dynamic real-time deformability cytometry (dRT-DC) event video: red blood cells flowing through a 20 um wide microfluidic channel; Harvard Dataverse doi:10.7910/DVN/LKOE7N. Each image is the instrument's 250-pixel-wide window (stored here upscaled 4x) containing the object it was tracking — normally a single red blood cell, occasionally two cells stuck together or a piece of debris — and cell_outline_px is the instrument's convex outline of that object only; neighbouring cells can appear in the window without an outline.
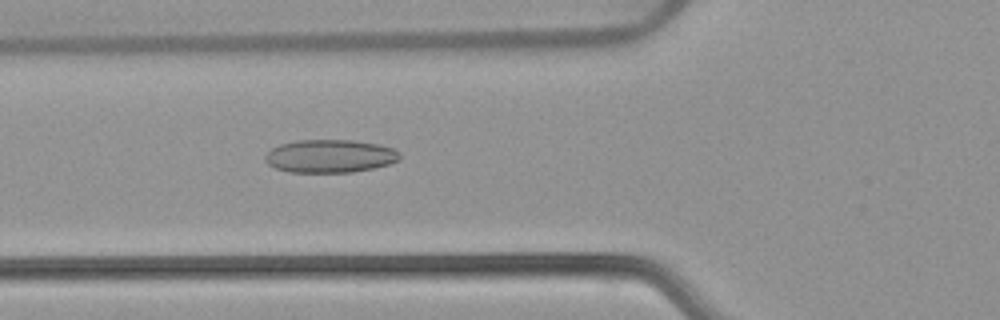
{"species": "common noctule bat (a hibernating species)", "species_latin": "Nyctalus noctula", "temperature_condition": "warm", "stored_images_in_passage": 52, "camera_frame_rate_fps": 3000, "um_per_image_px": 0.085, "animal": {"sex": "female", "body_mass_g": 22.7, "forearm_length_mm": 54.2}, "frame": {"image": 1, "passage_image": 19, "time_ms": 6.0, "image_size_px": [1000, 320], "cell_outline_px": [[400, 160], [388, 164], [372, 168], [352, 172], [288, 172], [276, 168], [268, 164], [264, 160], [264, 156], [272, 148], [280, 144], [296, 140], [352, 140], [380, 144], [392, 148], [400, 152]], "centroid_in_image_um": [28.04, 13.26], "position_along_channel_um": 97.8, "area_um2": 26.01}}
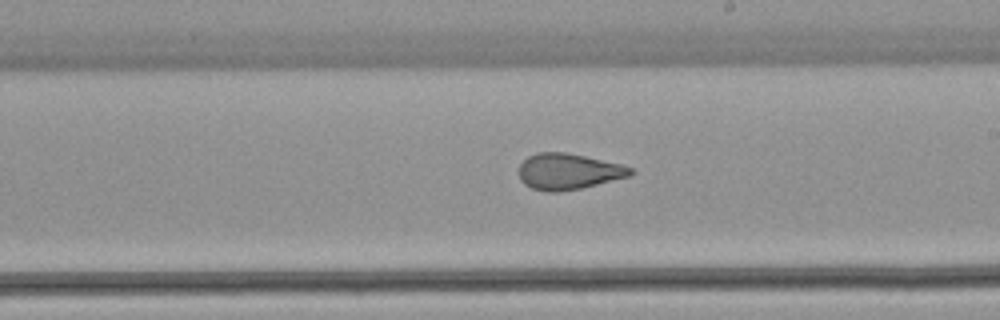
{"frame": {"image": 2, "passage_image": 30, "time_ms": 9.667, "image_size_px": [1000, 320], "cell_outline_px": [[636, 172], [632, 176], [580, 188], [560, 192], [544, 192], [532, 188], [524, 184], [520, 180], [520, 164], [528, 156], [536, 152], [564, 152], [584, 156], [620, 164], [632, 168]], "centroid_in_image_um": [48.32, 14.58], "position_along_channel_um": 240.7, "area_um2": 23.47}}
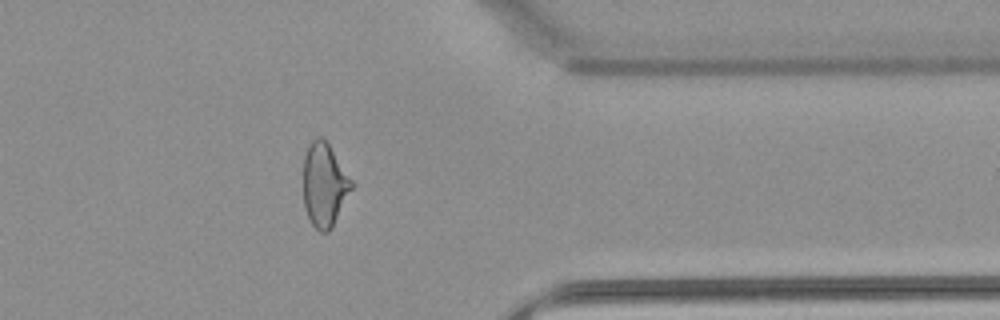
{"frame": {"image": 3, "passage_image": 42, "time_ms": 13.667, "image_size_px": [1000, 320], "cell_outline_px": [[356, 184], [332, 228], [328, 232], [320, 232], [312, 224], [308, 216], [304, 204], [304, 156], [308, 144], [312, 140], [320, 136], [328, 144]], "centroid_in_image_um": [27.61, 15.73], "position_along_channel_um": 383.8, "area_um2": 23.7}, "authors_computed_cell_mechanics": {"area_um2": 25.8944, "velocity_mm_per_s": 3.8898, "shape_relaxation_time_tau1_ms": null, "shape_relaxation_time_tau2_ms": 1.3647, "deformation_change_tau1": null, "deformation_change_tau2": 0.0919}}